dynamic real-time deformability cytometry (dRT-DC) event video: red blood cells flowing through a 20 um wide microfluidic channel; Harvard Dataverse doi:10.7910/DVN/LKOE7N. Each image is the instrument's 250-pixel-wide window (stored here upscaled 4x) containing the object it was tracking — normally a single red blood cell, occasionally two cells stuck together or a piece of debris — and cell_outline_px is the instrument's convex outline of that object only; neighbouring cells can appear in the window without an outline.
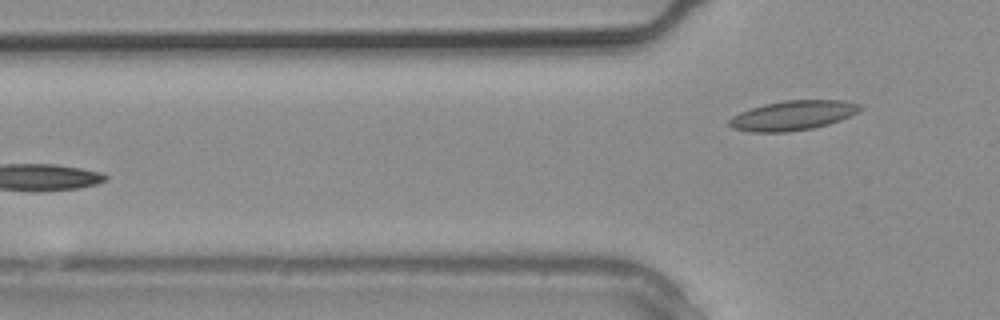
{"species": "common noctule bat (a hibernating species)", "species_latin": "Nyctalus noctula", "temperature_condition": "warm", "stored_images_in_passage": 10, "camera_frame_rate_fps": 3000, "um_per_image_px": 0.085, "animal": {"sex": "male", "body_mass_g": 20.4}, "frame": {"image": 1, "passage_image": 10, "time_ms": 3.0, "image_size_px": [1000, 320], "cell_outline_px": [[864, 108], [840, 120], [828, 124], [812, 128], [788, 132], [752, 132], [732, 128], [728, 124], [728, 120], [732, 116], [740, 112], [764, 104], [784, 100], [844, 100], [860, 104]], "centroid_in_image_um": [67.38, 9.81], "position_along_channel_um": 58.4, "area_um2": 22.54}}